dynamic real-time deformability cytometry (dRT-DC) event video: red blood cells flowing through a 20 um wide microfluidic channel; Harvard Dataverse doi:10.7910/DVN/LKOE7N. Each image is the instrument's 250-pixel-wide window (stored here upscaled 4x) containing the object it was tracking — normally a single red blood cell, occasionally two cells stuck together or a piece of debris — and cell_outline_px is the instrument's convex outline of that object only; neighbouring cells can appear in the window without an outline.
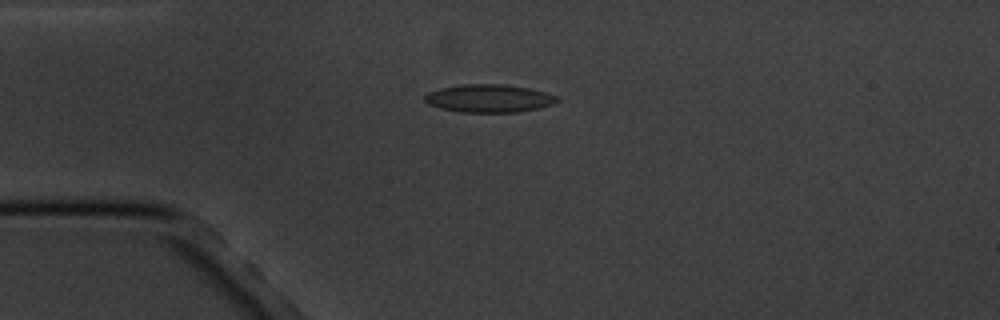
{"species": "common noctule bat (a hibernating species)", "species_latin": "Nyctalus noctula", "temperature_condition": "cold", "stored_images_in_passage": 5, "camera_frame_rate_fps": 3000, "um_per_image_px": 0.085, "animal": {"sex": "male", "body_mass_g": 20.1, "forearm_length_mm": 53.5}, "frame": {"image": 1, "passage_image": 4, "time_ms": 4.333, "image_size_px": [1000, 320], "cell_outline_px": [[560, 100], [552, 104], [536, 108], [516, 112], [460, 112], [440, 108], [428, 104], [424, 100], [424, 96], [428, 92], [440, 88], [464, 84], [504, 84], [528, 88], [544, 92], [556, 96]], "centroid_in_image_um": [41.52, 8.36], "position_along_channel_um": 43.5, "area_um2": 21.39}}